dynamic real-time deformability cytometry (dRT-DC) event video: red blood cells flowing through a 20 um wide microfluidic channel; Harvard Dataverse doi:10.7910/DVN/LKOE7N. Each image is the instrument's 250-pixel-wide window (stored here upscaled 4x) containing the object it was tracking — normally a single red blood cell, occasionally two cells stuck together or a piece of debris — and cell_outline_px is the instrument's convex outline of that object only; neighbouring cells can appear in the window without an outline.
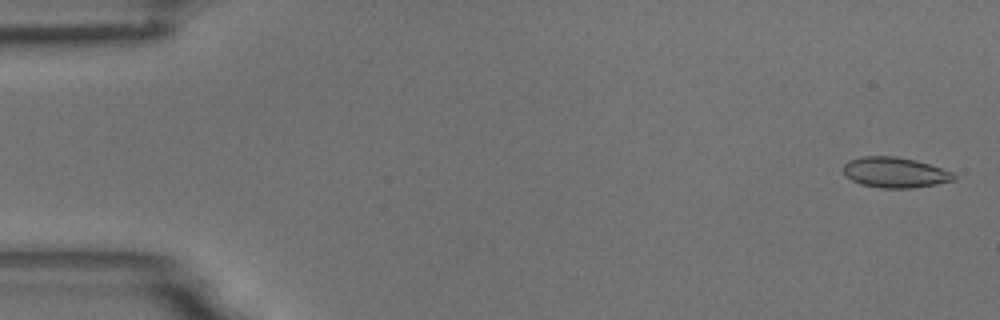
{"species": "common noctule bat (a hibernating species)", "species_latin": "Nyctalus noctula", "temperature_condition": "room temperature", "stored_images_in_passage": 55, "camera_frame_rate_fps": 3000, "um_per_image_px": 0.085, "animal": {"sex": "male", "body_mass_g": 18.8}, "frame": {"image": 1, "passage_image": 2, "time_ms": 0.333, "image_size_px": [1000, 320], "cell_outline_px": [[956, 180], [936, 184], [912, 188], [880, 188], [860, 184], [844, 176], [840, 168], [848, 160], [864, 156], [896, 156], [916, 160], [952, 172], [956, 176]], "centroid_in_image_um": [76.01, 14.66], "position_along_channel_um": 9.0, "area_um2": 19.83}}
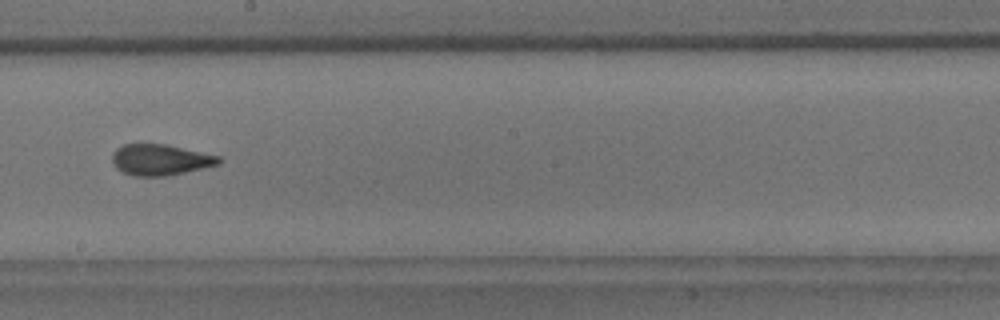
{"frame": {"image": 2, "passage_image": 31, "time_ms": 10.0, "image_size_px": [1000, 320], "cell_outline_px": [[224, 160], [220, 164], [168, 176], [132, 176], [120, 172], [116, 168], [112, 160], [112, 152], [116, 148], [124, 144], [164, 144], [220, 156]], "centroid_in_image_um": [13.61, 13.59], "position_along_channel_um": 234.6, "area_um2": 19.42}}
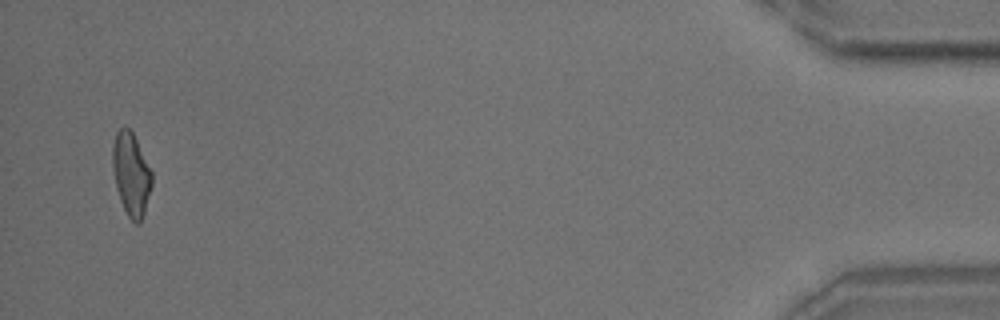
{"frame": {"image": 3, "passage_image": 53, "time_ms": 17.333, "image_size_px": [1000, 320], "cell_outline_px": [[152, 184], [144, 212], [140, 224], [136, 224], [128, 216], [120, 200], [116, 188], [112, 168], [112, 144], [116, 132], [120, 128], [128, 128], [132, 132], [152, 172]], "centroid_in_image_um": [11.13, 14.81], "position_along_channel_um": 424.1, "area_um2": 18.84}, "authors_computed_cell_mechanics": {"area_um2": 19.363, "velocity_mm_per_s": 3.7224, "shape_relaxation_time_tau1_ms": 4.6374, "shape_relaxation_time_tau2_ms": 1.0958, "deformation_change_tau1": 0.1345, "deformation_change_tau2": 0.0664}}